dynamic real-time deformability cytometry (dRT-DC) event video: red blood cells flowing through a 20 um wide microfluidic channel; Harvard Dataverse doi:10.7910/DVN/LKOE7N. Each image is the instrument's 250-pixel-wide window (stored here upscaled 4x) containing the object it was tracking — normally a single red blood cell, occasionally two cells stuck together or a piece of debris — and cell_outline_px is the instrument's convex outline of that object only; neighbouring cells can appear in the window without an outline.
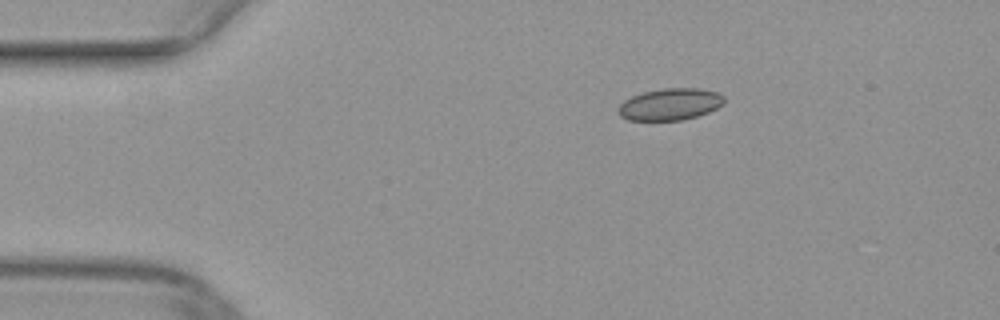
{"species": "common noctule bat (a hibernating species)", "species_latin": "Nyctalus noctula", "temperature_condition": "warm", "stored_images_in_passage": 43, "camera_frame_rate_fps": 3000, "um_per_image_px": 0.085, "animal": {"sex": "female", "body_mass_g": 29.2, "forearm_length_mm": 56.3}, "frame": {"image": 1, "passage_image": 1, "time_ms": 0.0, "image_size_px": [1000, 320], "cell_outline_px": [[724, 104], [708, 112], [684, 120], [628, 120], [620, 116], [616, 112], [616, 108], [624, 100], [632, 96], [644, 92], [664, 88], [700, 88], [720, 92], [724, 96]], "centroid_in_image_um": [56.95, 8.86], "position_along_channel_um": 28.0, "area_um2": 19.83}}
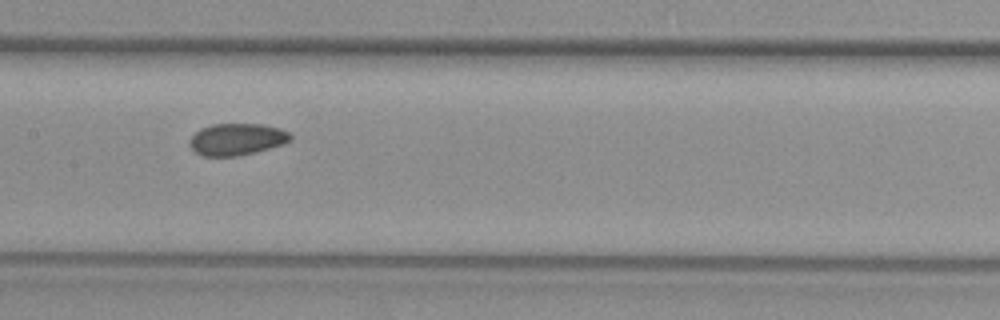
{"frame": {"image": 2, "passage_image": 17, "time_ms": 5.333, "image_size_px": [1000, 320], "cell_outline_px": [[292, 140], [284, 144], [256, 152], [236, 156], [204, 156], [196, 152], [188, 144], [188, 140], [200, 128], [212, 124], [264, 124], [280, 128], [288, 132], [292, 136]], "centroid_in_image_um": [20.14, 11.83], "position_along_channel_um": 187.3, "area_um2": 18.84}}
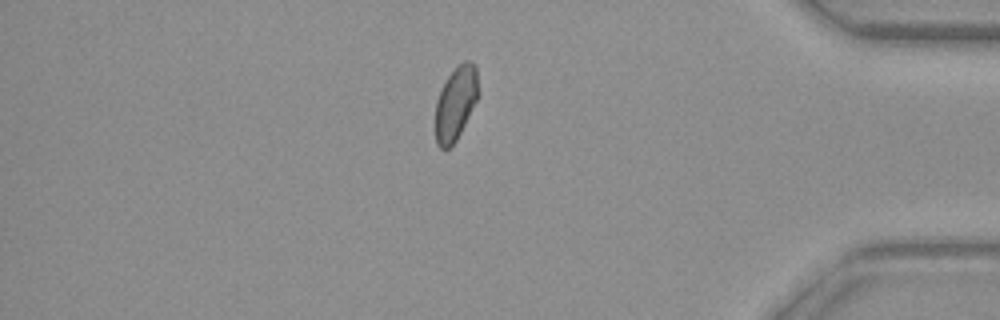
{"frame": {"image": 3, "passage_image": 35, "time_ms": 11.333, "image_size_px": [1000, 320], "cell_outline_px": [[476, 100], [456, 140], [448, 148], [440, 148], [436, 144], [436, 100], [448, 76], [464, 60], [472, 60], [476, 64]], "centroid_in_image_um": [38.71, 8.77], "position_along_channel_um": 396.5, "area_um2": 17.69}}